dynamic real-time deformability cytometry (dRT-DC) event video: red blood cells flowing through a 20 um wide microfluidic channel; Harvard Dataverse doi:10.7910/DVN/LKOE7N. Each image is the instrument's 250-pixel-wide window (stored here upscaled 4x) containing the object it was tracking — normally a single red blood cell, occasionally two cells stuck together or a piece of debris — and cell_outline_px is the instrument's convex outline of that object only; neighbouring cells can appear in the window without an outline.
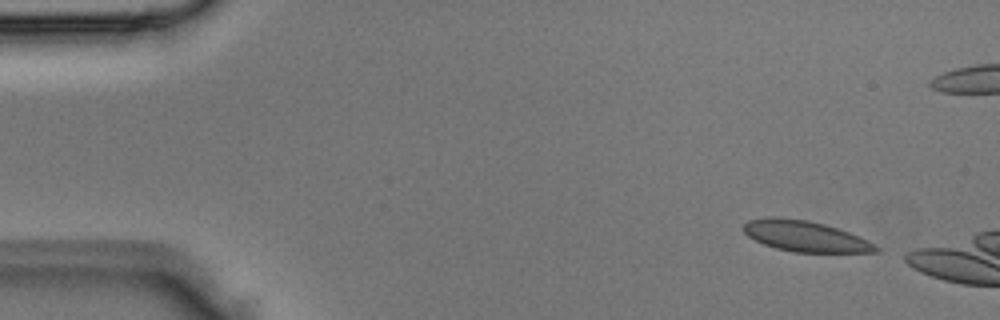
{"species": "Egyptian fruit bat (a non-hibernating species)", "species_latin": "Rousettus aegyptiacus", "temperature_condition": "room temperature", "stored_images_in_passage": 3, "camera_frame_rate_fps": 3000, "um_per_image_px": 0.085, "animal": {"sex": "male"}, "frame": {"image": 1, "passage_image": 1, "time_ms": 0.0, "image_size_px": [1000, 320], "cell_outline_px": [[880, 252], [796, 252], [776, 248], [764, 244], [748, 236], [744, 232], [744, 224], [748, 220], [764, 216], [780, 216], [808, 220], [824, 224], [848, 232], [868, 240], [880, 248]], "centroid_in_image_um": [68.42, 20.06], "position_along_channel_um": 16.6, "area_um2": 23.76}}